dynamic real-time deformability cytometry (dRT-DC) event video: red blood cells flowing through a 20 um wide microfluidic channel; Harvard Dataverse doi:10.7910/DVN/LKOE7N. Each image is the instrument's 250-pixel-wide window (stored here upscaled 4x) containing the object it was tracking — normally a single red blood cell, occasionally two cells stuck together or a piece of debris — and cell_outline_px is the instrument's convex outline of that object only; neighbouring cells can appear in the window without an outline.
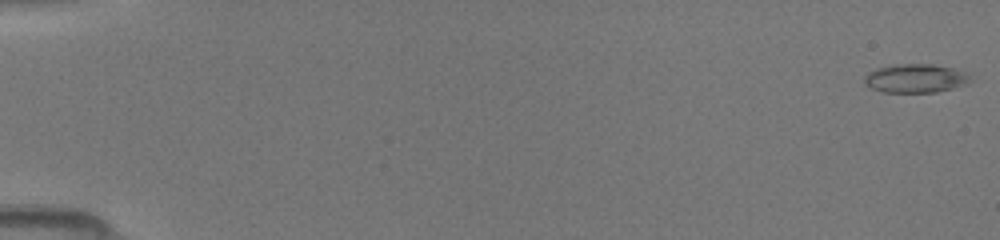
{"species": "common noctule bat (a hibernating species)", "species_latin": "Nyctalus noctula", "temperature_condition": "room temperature", "stored_images_in_passage": 41, "camera_frame_rate_fps": 3000, "um_per_image_px": 0.085, "animal": {"sex": "female", "body_mass_g": 19.5, "forearm_length_mm": 54.1}, "frame": {"image": 1, "passage_image": 1, "time_ms": 0.0, "image_size_px": [1000, 240], "cell_outline_px": [[972, 80], [968, 84], [936, 92], [884, 92], [872, 88], [864, 84], [864, 76], [868, 72], [876, 68], [896, 64], [932, 64], [952, 68], [964, 72]], "centroid_in_image_um": [77.79, 6.66], "position_along_channel_um": 7.2, "area_um2": 17.69}}
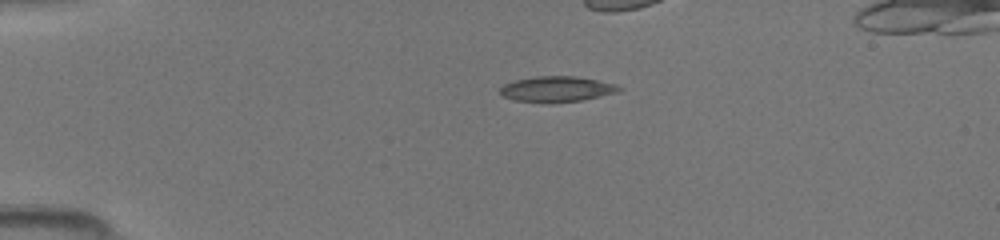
{"frame": {"image": 2, "passage_image": 12, "time_ms": 3.667, "image_size_px": [1000, 240], "cell_outline_px": [[624, 88], [620, 92], [584, 100], [548, 104], [512, 100], [500, 96], [500, 88], [504, 84], [516, 80], [536, 76], [576, 76], [616, 84]], "centroid_in_image_um": [47.33, 7.6], "position_along_channel_um": 37.7, "area_um2": 18.21}}
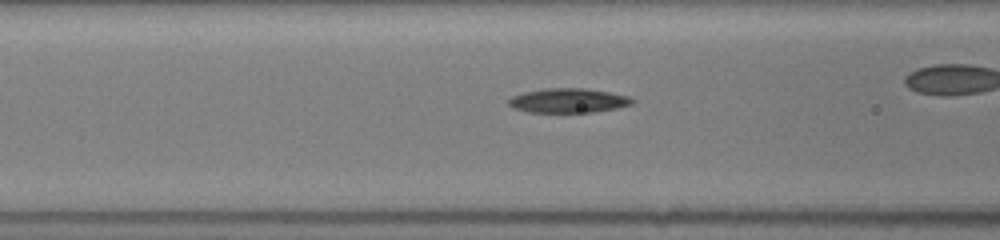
{"frame": {"image": 3, "passage_image": 21, "time_ms": 6.667, "image_size_px": [1000, 240], "cell_outline_px": [[636, 100], [632, 104], [616, 108], [592, 112], [528, 112], [512, 108], [508, 104], [508, 100], [512, 96], [524, 92], [544, 88], [584, 88], [632, 96]], "centroid_in_image_um": [48.31, 8.54], "position_along_channel_um": 118.3, "area_um2": 17.69}}